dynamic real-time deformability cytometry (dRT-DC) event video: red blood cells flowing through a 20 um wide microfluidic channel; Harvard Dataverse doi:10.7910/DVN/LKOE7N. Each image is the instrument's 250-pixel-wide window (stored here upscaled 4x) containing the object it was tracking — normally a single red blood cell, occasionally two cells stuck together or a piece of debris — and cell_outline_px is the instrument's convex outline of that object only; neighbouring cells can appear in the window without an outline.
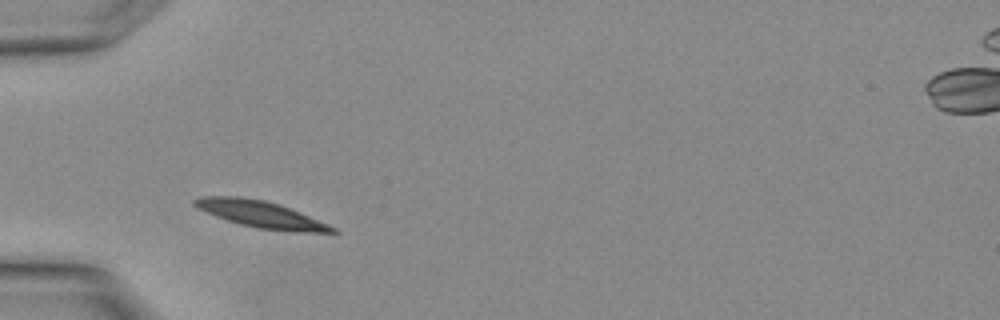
{"species": "Egyptian fruit bat (a non-hibernating species)", "species_latin": "Rousettus aegyptiacus", "temperature_condition": "warm", "stored_images_in_passage": 1, "camera_frame_rate_fps": 3000, "um_per_image_px": 0.085, "animal": {"sex": "female"}, "frame": {"image": 1, "passage_image": 1, "time_ms": 0.0, "image_size_px": [1000, 320], "cell_outline_px": [[340, 232], [296, 232], [256, 228], [240, 224], [216, 216], [196, 208], [192, 204], [192, 200], [200, 196], [240, 196], [264, 200], [300, 212], [328, 224], [336, 228]], "centroid_in_image_um": [22.12, 18.21], "position_along_channel_um": 62.9, "area_um2": 21.27}}